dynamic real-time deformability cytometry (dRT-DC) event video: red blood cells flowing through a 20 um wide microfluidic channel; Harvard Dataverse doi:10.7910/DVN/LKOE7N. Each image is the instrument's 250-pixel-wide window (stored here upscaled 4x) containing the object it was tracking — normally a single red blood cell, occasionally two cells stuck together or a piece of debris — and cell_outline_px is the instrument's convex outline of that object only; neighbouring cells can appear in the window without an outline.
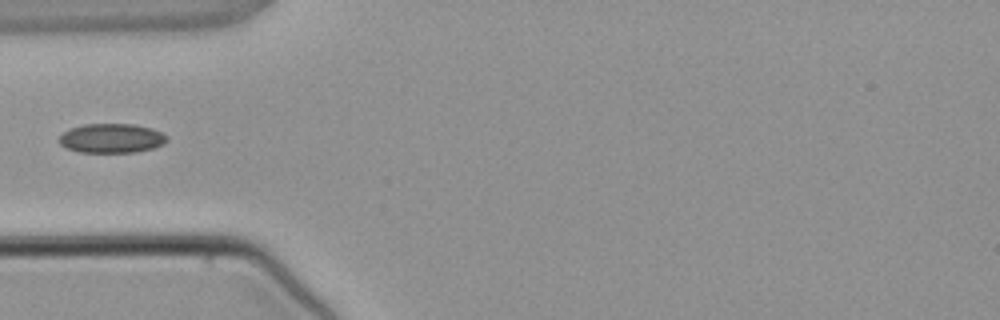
{"species": "common noctule bat (a hibernating species)", "species_latin": "Nyctalus noctula", "temperature_condition": "warm", "stored_images_in_passage": 3, "segment_of_instrument_passage": [2, 2], "camera_frame_rate_fps": 3000, "um_per_image_px": 0.085, "animal": {"sex": "male", "body_mass_g": 21.5, "forearm_length_mm": 52.0}, "frame": {"image": 1, "passage_image": 3, "time_ms": 2.333, "image_size_px": [1000, 320], "cell_outline_px": [[168, 140], [164, 144], [152, 148], [136, 152], [80, 152], [68, 148], [60, 144], [56, 140], [64, 132], [72, 128], [84, 124], [136, 124], [152, 128], [168, 136]], "centroid_in_image_um": [9.5, 11.75], "position_along_channel_um": 75.5, "area_um2": 18.44}}